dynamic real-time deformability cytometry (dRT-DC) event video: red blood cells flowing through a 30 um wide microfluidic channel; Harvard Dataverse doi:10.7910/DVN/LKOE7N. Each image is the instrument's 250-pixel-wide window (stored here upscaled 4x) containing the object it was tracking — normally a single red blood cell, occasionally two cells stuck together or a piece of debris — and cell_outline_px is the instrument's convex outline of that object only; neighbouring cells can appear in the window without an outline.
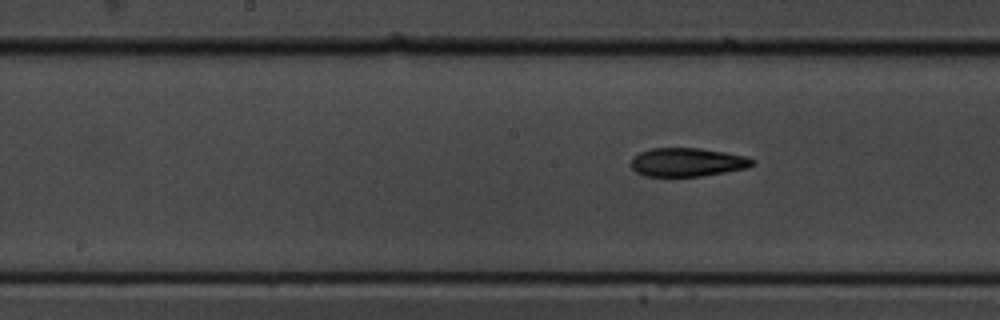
{"species": "common noctule bat (a hibernating species)", "species_latin": "Nyctalus noctula", "temperature_condition": "cold", "stored_images_in_passage": 9, "segment_of_instrument_passage": [2, 2], "camera_frame_rate_fps": 3000, "um_per_image_px": 0.085, "animal": {"sex": "male", "body_mass_g": 19.5, "forearm_length_mm": 54.6}, "frame": {"image": 1, "passage_image": 9, "time_ms": 2.667, "image_size_px": [1000, 320], "cell_outline_px": [[756, 160], [748, 168], [700, 176], [644, 176], [636, 172], [628, 164], [632, 156], [648, 148], [700, 148], [748, 156]], "centroid_in_image_um": [58.38, 13.78], "position_along_channel_um": 189.8, "area_um2": 20.46}}